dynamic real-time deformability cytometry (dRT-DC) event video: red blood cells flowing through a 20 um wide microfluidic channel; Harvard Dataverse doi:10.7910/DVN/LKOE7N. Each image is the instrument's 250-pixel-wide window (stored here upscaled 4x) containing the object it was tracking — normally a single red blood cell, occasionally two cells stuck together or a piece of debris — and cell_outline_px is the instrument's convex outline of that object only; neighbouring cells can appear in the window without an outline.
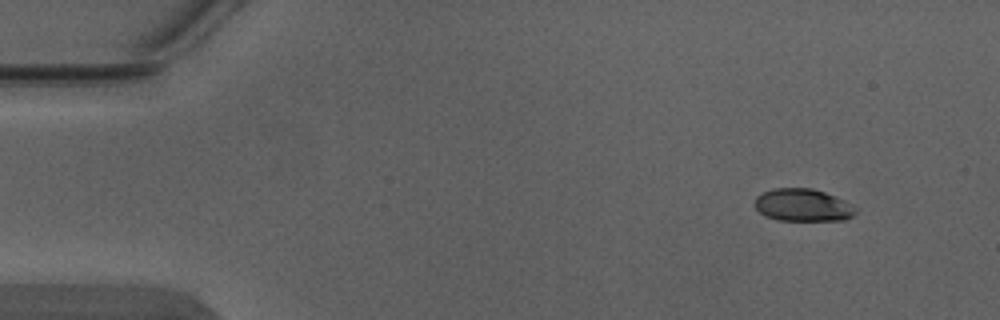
{"species": "Egyptian fruit bat (a non-hibernating species)", "species_latin": "Rousettus aegyptiacus", "temperature_condition": "warm", "stored_images_in_passage": 4, "camera_frame_rate_fps": 3000, "um_per_image_px": 0.085, "animal": {"sex": "male"}, "frame": {"image": 1, "passage_image": 4, "time_ms": 1.0, "image_size_px": [1000, 320], "cell_outline_px": [[856, 212], [852, 216], [844, 220], [780, 220], [764, 216], [752, 204], [756, 196], [764, 192], [776, 188], [812, 188], [836, 196], [852, 204], [856, 208]], "centroid_in_image_um": [68.23, 17.43], "position_along_channel_um": 16.8, "area_um2": 19.19}}